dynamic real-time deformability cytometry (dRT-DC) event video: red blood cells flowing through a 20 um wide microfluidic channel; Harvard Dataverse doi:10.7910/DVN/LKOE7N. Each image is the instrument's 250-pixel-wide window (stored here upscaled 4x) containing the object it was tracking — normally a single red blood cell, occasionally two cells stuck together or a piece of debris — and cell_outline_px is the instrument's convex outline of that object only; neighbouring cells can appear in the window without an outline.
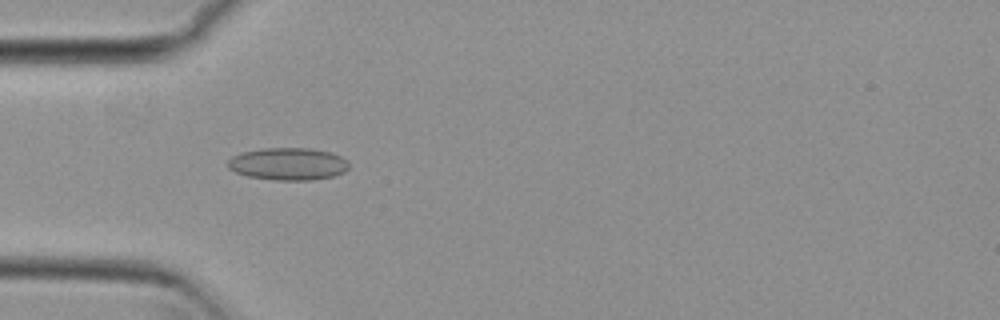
{"species": "common noctule bat (a hibernating species)", "species_latin": "Nyctalus noctula", "temperature_condition": "cold", "stored_images_in_passage": 41, "camera_frame_rate_fps": 3000, "um_per_image_px": 0.085, "animal": {"sex": "female", "body_mass_g": 29.2, "forearm_length_mm": 56.3}, "frame": {"image": 1, "passage_image": 4, "time_ms": 1.0, "image_size_px": [1000, 320], "cell_outline_px": [[348, 168], [344, 172], [332, 176], [312, 180], [276, 180], [248, 176], [236, 172], [228, 168], [228, 160], [232, 156], [240, 152], [264, 148], [312, 148], [332, 152], [348, 160]], "centroid_in_image_um": [24.49, 13.92], "position_along_channel_um": 60.5, "area_um2": 22.95}}
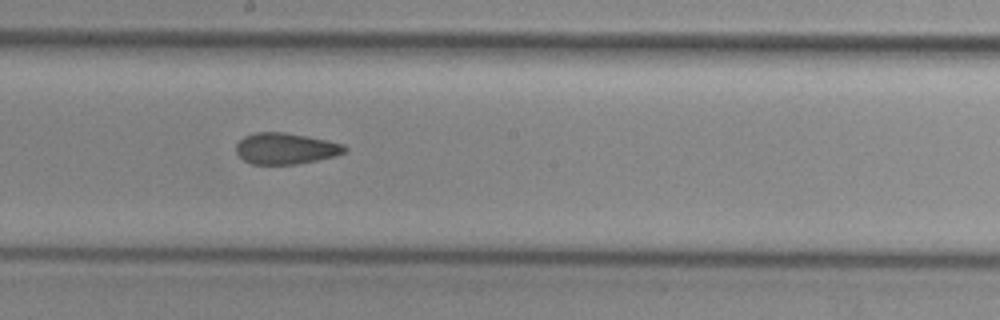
{"frame": {"image": 2, "passage_image": 17, "time_ms": 5.333, "image_size_px": [1000, 320], "cell_outline_px": [[348, 148], [344, 152], [336, 156], [296, 164], [252, 164], [244, 160], [236, 152], [236, 144], [244, 136], [256, 132], [284, 132], [328, 140], [344, 144]], "centroid_in_image_um": [24.28, 12.62], "position_along_channel_um": 223.9, "area_um2": 19.71}}
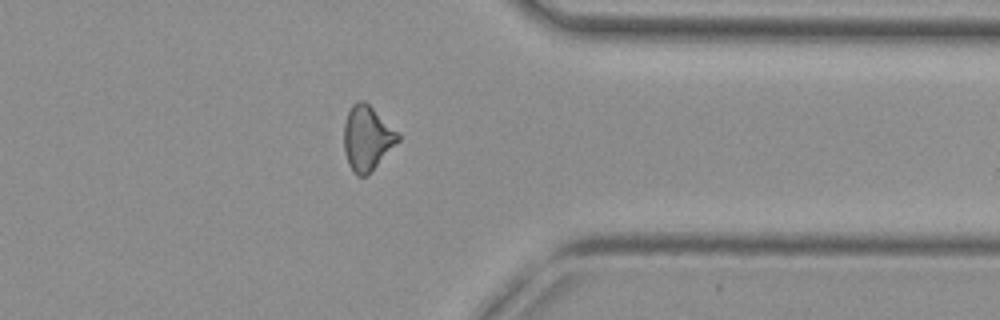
{"frame": {"image": 3, "passage_image": 30, "time_ms": 9.667, "image_size_px": [1000, 320], "cell_outline_px": [[400, 140], [368, 176], [356, 176], [352, 172], [348, 164], [344, 152], [344, 124], [348, 112], [352, 104], [356, 100], [364, 100], [400, 132]], "centroid_in_image_um": [31.22, 11.75], "position_along_channel_um": 380.2, "area_um2": 20.81}, "authors_computed_cell_mechanics": {"area_um2": 20.0566, "velocity_mm_per_s": 3.818, "shape_relaxation_time_tau1_ms": null, "shape_relaxation_time_tau2_ms": 3.2899, "deformation_change_tau1": null, "deformation_change_tau2": 0.0978}}